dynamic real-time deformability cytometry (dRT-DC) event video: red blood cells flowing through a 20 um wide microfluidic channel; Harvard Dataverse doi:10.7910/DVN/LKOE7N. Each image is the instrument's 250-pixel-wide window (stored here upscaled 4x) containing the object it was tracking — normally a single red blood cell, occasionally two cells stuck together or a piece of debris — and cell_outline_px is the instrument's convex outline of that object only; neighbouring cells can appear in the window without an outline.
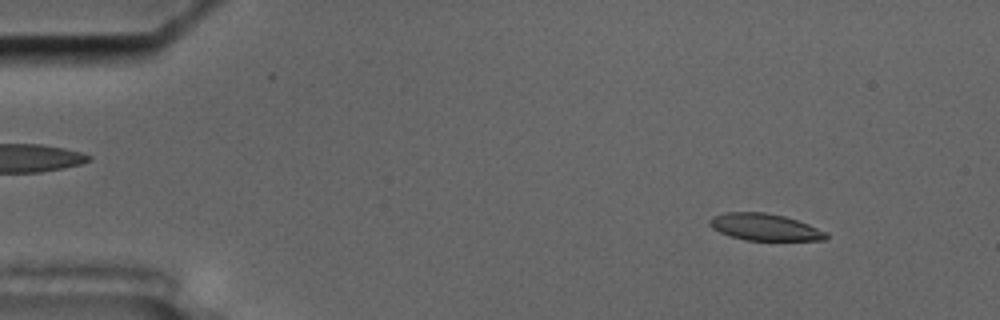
{"species": "common noctule bat (a hibernating species)", "species_latin": "Nyctalus noctula", "temperature_condition": "cold", "stored_images_in_passage": 53, "camera_frame_rate_fps": 3000, "um_per_image_px": 0.085, "animal": {"sex": "male", "body_mass_g": 17.5, "forearm_length_mm": 52.3}, "frame": {"image": 1, "passage_image": 6, "time_ms": 1.667, "image_size_px": [1000, 320], "cell_outline_px": [[828, 236], [824, 240], [744, 240], [720, 232], [712, 228], [708, 224], [708, 220], [712, 216], [724, 212], [764, 212], [784, 216], [808, 224], [828, 232]], "centroid_in_image_um": [64.98, 19.29], "position_along_channel_um": 20.0, "area_um2": 18.21}}
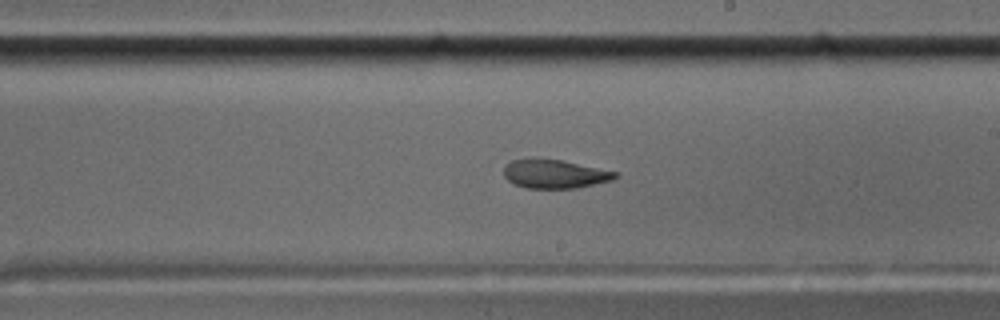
{"frame": {"image": 2, "passage_image": 32, "time_ms": 10.333, "image_size_px": [1000, 320], "cell_outline_px": [[620, 176], [612, 180], [576, 188], [524, 188], [512, 184], [504, 176], [504, 164], [512, 160], [532, 156], [560, 160], [620, 172]], "centroid_in_image_um": [47.11, 14.76], "position_along_channel_um": 241.9, "area_um2": 19.19}}
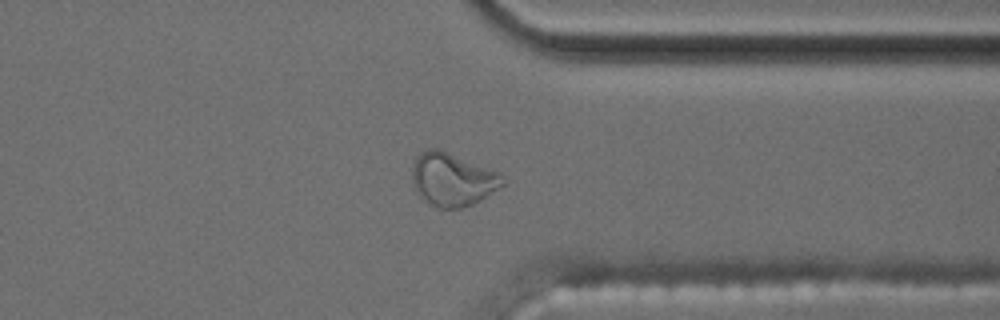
{"frame": {"image": 3, "passage_image": 43, "time_ms": 14.0, "image_size_px": [1000, 320], "cell_outline_px": [[504, 184], [480, 200], [464, 208], [440, 208], [432, 204], [420, 196], [416, 192], [412, 180], [412, 164], [416, 156], [420, 152], [428, 148], [440, 148], [500, 172], [504, 180]], "centroid_in_image_um": [38.44, 15.22], "position_along_channel_um": 373.0, "area_um2": 28.15}, "authors_computed_cell_mechanics": {"area_um2": 19.5942, "velocity_mm_per_s": 3.6148, "shape_relaxation_time_tau1_ms": null, "shape_relaxation_time_tau2_ms": 3.2742, "deformation_change_tau1": null, "deformation_change_tau2": 0.0995}}